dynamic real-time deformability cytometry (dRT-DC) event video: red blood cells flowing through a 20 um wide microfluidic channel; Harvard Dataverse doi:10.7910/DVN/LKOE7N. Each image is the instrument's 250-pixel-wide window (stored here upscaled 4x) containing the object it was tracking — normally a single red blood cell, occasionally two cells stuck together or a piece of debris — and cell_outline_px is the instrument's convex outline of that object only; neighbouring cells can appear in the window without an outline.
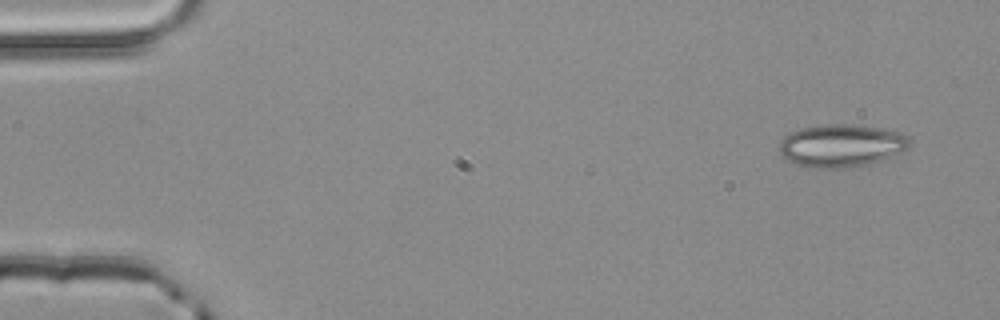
{"species": "common noctule bat (a hibernating species)", "species_latin": "Nyctalus noctula", "temperature_condition": "room temperature", "stored_images_in_passage": 4, "camera_frame_rate_fps": 3000, "um_per_image_px": 0.085, "animal": {"sex": "male", "body_mass_g": 20.4}, "frame": {"image": 1, "passage_image": 1, "time_ms": 0.0, "image_size_px": [1000, 320], "cell_outline_px": [[912, 144], [908, 148], [892, 156], [880, 160], [864, 164], [844, 168], [812, 168], [796, 164], [780, 156], [780, 140], [784, 136], [800, 128], [824, 124], [852, 124], [884, 128], [900, 132], [912, 136]], "centroid_in_image_um": [71.54, 12.36], "position_along_channel_um": 13.5, "area_um2": 32.77}}